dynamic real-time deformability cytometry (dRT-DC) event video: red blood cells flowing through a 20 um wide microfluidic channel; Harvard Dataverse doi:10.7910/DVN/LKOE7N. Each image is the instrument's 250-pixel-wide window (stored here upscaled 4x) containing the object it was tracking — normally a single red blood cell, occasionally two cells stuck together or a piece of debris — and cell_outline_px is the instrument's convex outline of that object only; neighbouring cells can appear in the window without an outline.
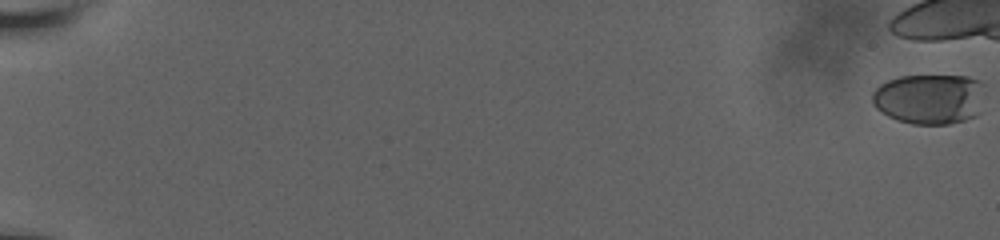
{"species": "human", "species_latin": "Homo sapiens", "temperature_condition": "room temperature", "stored_images_in_passage": 13, "camera_frame_rate_fps": 3000, "um_per_image_px": 0.085, "donor": {"sex": "male"}, "frame": {"image": 1, "passage_image": 1, "time_ms": 0.0, "image_size_px": [1000, 240], "cell_outline_px": [[984, 84], [980, 112], [976, 116], [964, 120], [948, 124], [912, 124], [896, 120], [888, 116], [876, 108], [872, 104], [872, 92], [880, 84], [888, 80], [900, 76], [968, 76], [980, 80]], "centroid_in_image_um": [79.01, 8.41], "position_along_channel_um": 6.0, "area_um2": 33.35}}